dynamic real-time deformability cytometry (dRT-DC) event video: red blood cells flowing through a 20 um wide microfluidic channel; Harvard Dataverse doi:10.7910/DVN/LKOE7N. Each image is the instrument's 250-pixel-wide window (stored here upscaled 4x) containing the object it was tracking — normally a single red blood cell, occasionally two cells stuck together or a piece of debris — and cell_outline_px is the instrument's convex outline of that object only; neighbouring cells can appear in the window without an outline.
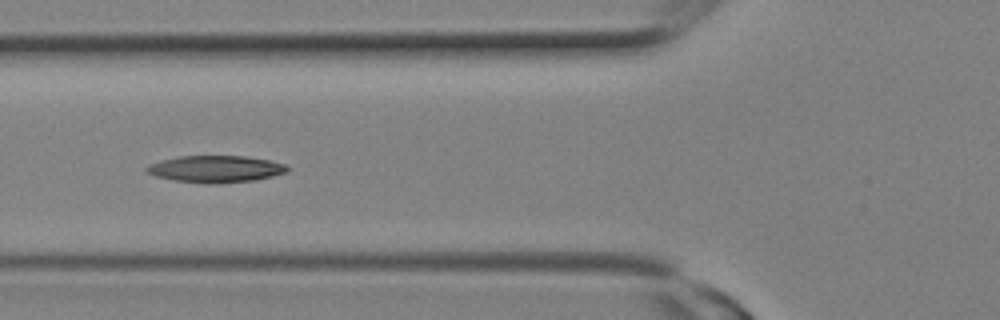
{"species": "Egyptian fruit bat (a non-hibernating species)", "species_latin": "Rousettus aegyptiacus", "temperature_condition": "room temperature", "stored_images_in_passage": 9, "camera_frame_rate_fps": 3000, "um_per_image_px": 0.085, "animal": {"sex": "female"}, "frame": {"image": 1, "passage_image": 8, "time_ms": 2.333, "image_size_px": [1000, 320], "cell_outline_px": [[284, 168], [276, 172], [260, 176], [236, 180], [196, 180], [200, 156], [224, 156], [256, 160]], "centroid_in_image_um": [19.74, 14.32], "position_along_channel_um": 106.1, "area_um2": 11.21}}